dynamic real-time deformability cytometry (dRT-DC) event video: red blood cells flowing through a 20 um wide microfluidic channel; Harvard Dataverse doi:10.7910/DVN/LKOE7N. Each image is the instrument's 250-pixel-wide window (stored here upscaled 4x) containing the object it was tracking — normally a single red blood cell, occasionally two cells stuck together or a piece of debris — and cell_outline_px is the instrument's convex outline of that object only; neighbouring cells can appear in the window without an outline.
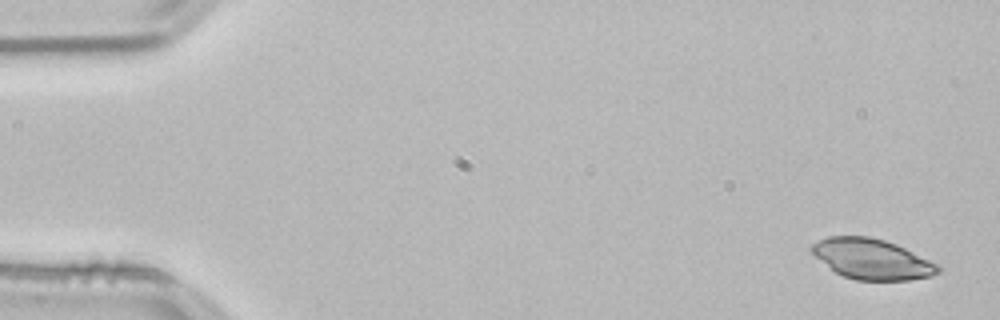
{"species": "common noctule bat (a hibernating species)", "species_latin": "Nyctalus noctula", "temperature_condition": "room temperature", "stored_images_in_passage": 52, "camera_frame_rate_fps": 3000, "um_per_image_px": 0.085, "animal": {"sex": "male", "body_mass_g": 21.5, "forearm_length_mm": 52.0}, "frame": {"image": 1, "passage_image": 1, "time_ms": 0.0, "image_size_px": [1000, 320], "cell_outline_px": [[936, 272], [928, 276], [904, 280], [860, 280], [844, 276], [836, 272], [812, 248], [816, 244], [824, 240], [836, 236], [864, 236], [880, 240], [892, 244], [932, 264], [936, 268]], "centroid_in_image_um": [74.08, 22.04], "position_along_channel_um": 10.9, "area_um2": 27.05}}
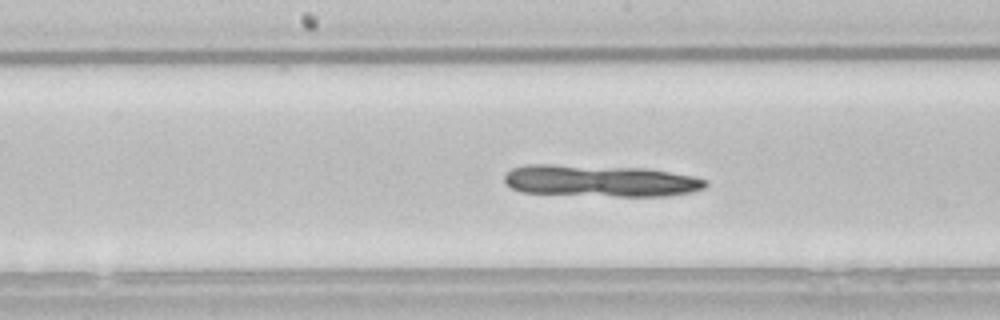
{"frame": {"image": 2, "passage_image": 26, "time_ms": 8.333, "image_size_px": [1000, 320], "cell_outline_px": [[704, 184], [700, 188], [684, 192], [644, 196], [628, 196], [528, 192], [512, 188], [504, 180], [508, 172], [516, 168], [572, 168], [664, 172], [688, 176], [704, 180]], "centroid_in_image_um": [51.0, 15.45], "position_along_channel_um": 197.2, "area_um2": 32.19}}
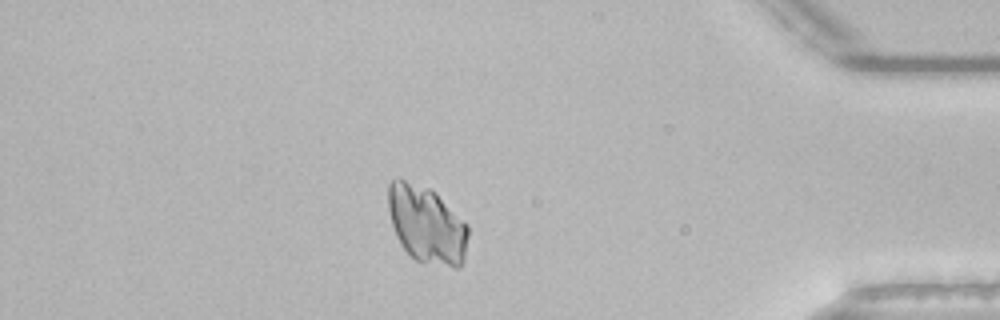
{"frame": {"image": 3, "passage_image": 45, "time_ms": 14.667, "image_size_px": [1000, 320], "cell_outline_px": [[468, 232], [460, 264], [452, 264], [416, 260], [404, 248], [396, 232], [392, 220], [388, 204], [388, 188], [392, 180], [404, 180], [432, 192], [468, 228]], "centroid_in_image_um": [36.19, 19.06], "position_along_channel_um": 399.0, "area_um2": 33.12}}